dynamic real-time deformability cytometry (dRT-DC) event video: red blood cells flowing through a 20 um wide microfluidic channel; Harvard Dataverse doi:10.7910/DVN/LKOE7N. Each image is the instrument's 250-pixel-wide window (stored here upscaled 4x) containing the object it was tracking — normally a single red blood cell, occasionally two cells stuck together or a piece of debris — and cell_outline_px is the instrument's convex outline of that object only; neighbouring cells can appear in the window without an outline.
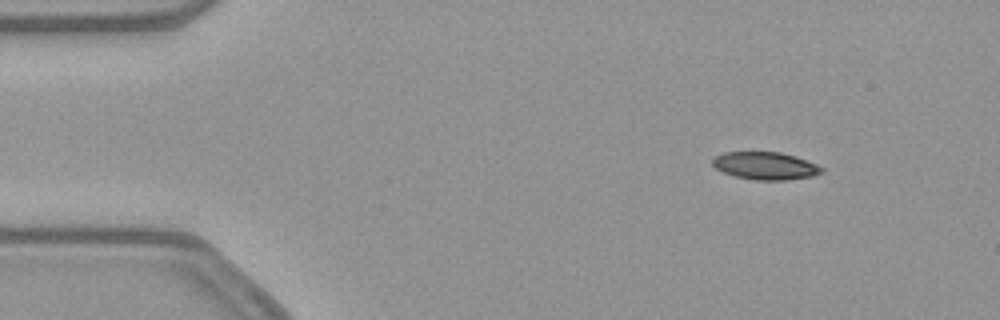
{"species": "common noctule bat (a hibernating species)", "species_latin": "Nyctalus noctula", "temperature_condition": "warm", "stored_images_in_passage": 54, "camera_frame_rate_fps": 3000, "um_per_image_px": 0.085, "animal": {"sex": "female", "body_mass_g": 21.9}, "frame": {"image": 1, "passage_image": 7, "time_ms": 2.0, "image_size_px": [1000, 320], "cell_outline_px": [[824, 172], [812, 176], [788, 180], [756, 180], [736, 176], [724, 172], [716, 168], [712, 164], [712, 160], [716, 156], [724, 152], [780, 152], [796, 156], [816, 164], [824, 168]], "centroid_in_image_um": [65.09, 14.09], "position_along_channel_um": 19.9, "area_um2": 17.51}}
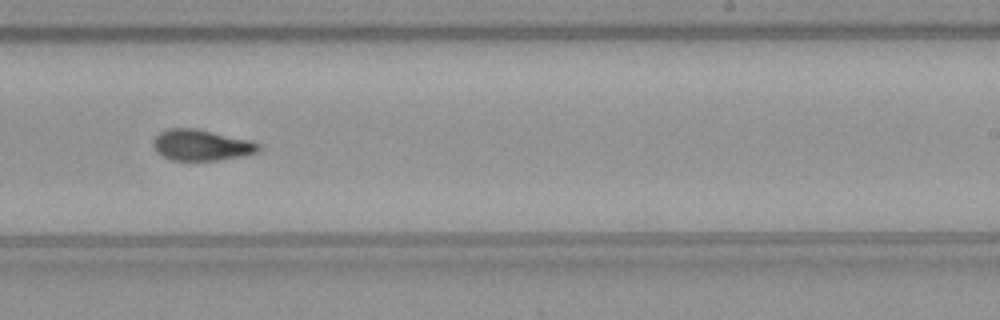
{"frame": {"image": 2, "passage_image": 33, "time_ms": 10.667, "image_size_px": [1000, 320], "cell_outline_px": [[260, 148], [256, 152], [244, 156], [220, 160], [172, 160], [156, 152], [152, 144], [152, 140], [160, 132], [168, 128], [196, 128], [252, 140], [260, 144]], "centroid_in_image_um": [17.12, 12.32], "position_along_channel_um": 271.9, "area_um2": 19.19}}
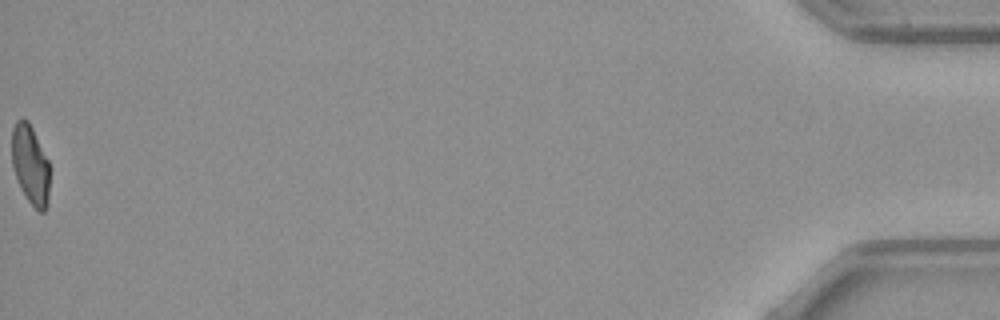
{"frame": {"image": 3, "passage_image": 54, "time_ms": 17.667, "image_size_px": [1000, 320], "cell_outline_px": [[48, 200], [44, 212], [40, 212], [28, 200], [20, 188], [12, 168], [12, 128], [16, 120], [28, 120], [48, 160]], "centroid_in_image_um": [2.55, 13.99], "position_along_channel_um": 432.6, "area_um2": 17.22}, "authors_computed_cell_mechanics": {"area_um2": 18.785, "velocity_mm_per_s": 3.8678, "shape_relaxation_time_tau1_ms": null, "shape_relaxation_time_tau2_ms": 2.8604, "deformation_change_tau1": null, "deformation_change_tau2": 0.0922}}